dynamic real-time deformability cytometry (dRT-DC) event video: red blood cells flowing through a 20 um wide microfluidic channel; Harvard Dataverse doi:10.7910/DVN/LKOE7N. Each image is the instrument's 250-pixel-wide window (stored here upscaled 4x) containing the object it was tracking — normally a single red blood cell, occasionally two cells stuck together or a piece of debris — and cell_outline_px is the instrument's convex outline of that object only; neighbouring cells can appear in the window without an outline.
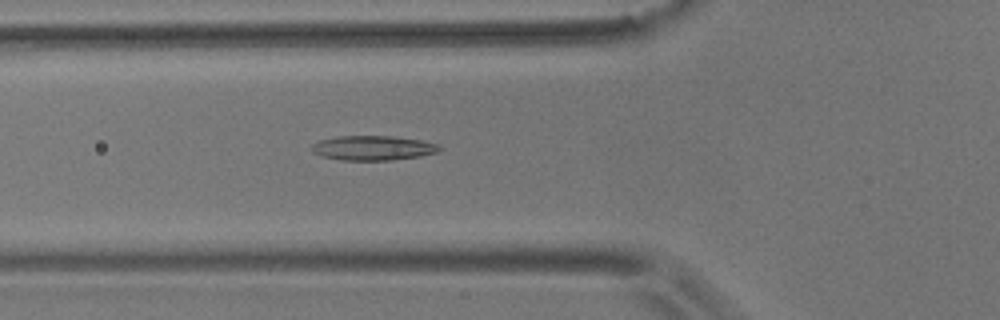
{"species": "common noctule bat (a hibernating species)", "species_latin": "Nyctalus noctula", "temperature_condition": "room temperature", "stored_images_in_passage": 22, "camera_frame_rate_fps": 3000, "um_per_image_px": 0.085, "animal": {"sex": "male", "body_mass_g": 17.9}, "frame": {"image": 1, "passage_image": 11, "time_ms": 3.333, "image_size_px": [1000, 320], "cell_outline_px": [[440, 148], [436, 152], [420, 156], [392, 160], [340, 160], [320, 156], [312, 152], [308, 148], [312, 144], [320, 140], [336, 136], [392, 136], [424, 140], [436, 144]], "centroid_in_image_um": [31.63, 12.57], "position_along_channel_um": 94.2, "area_um2": 18.44}}
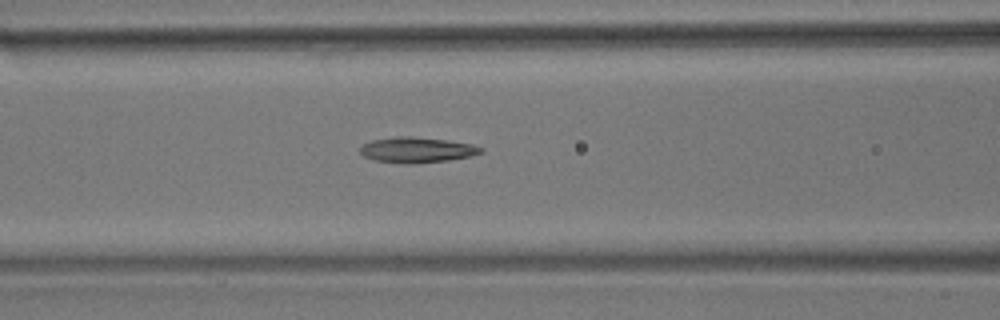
{"frame": {"image": 2, "passage_image": 14, "time_ms": 4.333, "image_size_px": [1000, 320], "cell_outline_px": [[484, 152], [472, 156], [448, 160], [412, 164], [404, 164], [372, 160], [364, 156], [360, 152], [360, 148], [364, 144], [372, 140], [396, 136], [408, 136], [448, 140], [472, 144], [484, 148]], "centroid_in_image_um": [35.45, 12.75], "position_along_channel_um": 131.1, "area_um2": 18.09}}
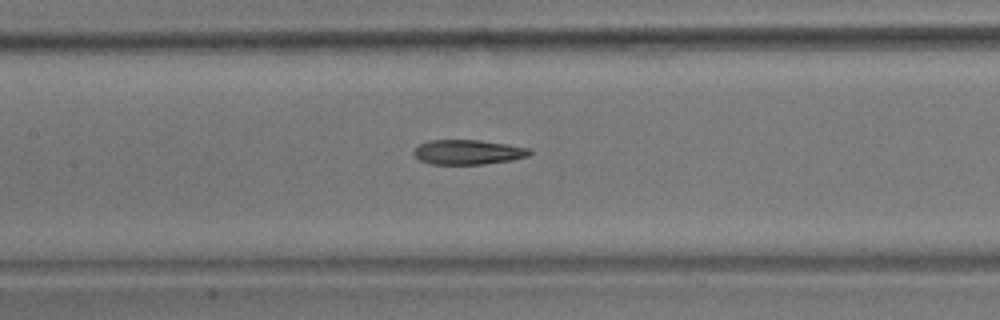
{"frame": {"image": 3, "passage_image": 17, "time_ms": 5.333, "image_size_px": [1000, 320], "cell_outline_px": [[532, 152], [528, 156], [512, 160], [484, 164], [432, 164], [420, 160], [412, 152], [420, 144], [428, 140], [480, 140], [508, 144], [528, 148]], "centroid_in_image_um": [39.79, 12.92], "position_along_channel_um": 167.6, "area_um2": 16.65}}